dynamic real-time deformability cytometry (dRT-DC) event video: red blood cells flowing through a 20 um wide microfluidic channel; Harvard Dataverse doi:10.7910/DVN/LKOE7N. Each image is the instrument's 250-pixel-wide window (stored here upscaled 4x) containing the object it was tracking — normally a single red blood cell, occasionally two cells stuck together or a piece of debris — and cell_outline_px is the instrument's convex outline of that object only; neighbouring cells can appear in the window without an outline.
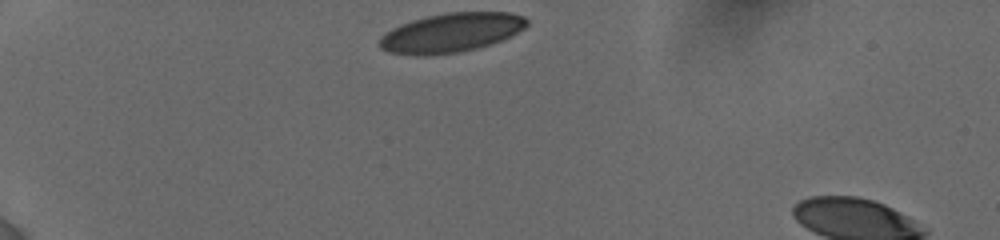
{"species": "human", "species_latin": "Homo sapiens", "temperature_condition": "cold", "stored_images_in_passage": 6, "camera_frame_rate_fps": 3000, "um_per_image_px": 0.085, "donor": {"sex": "female"}, "frame": {"image": 1, "passage_image": 1, "time_ms": 0.0, "image_size_px": [1000, 240], "cell_outline_px": [[528, 24], [524, 28], [500, 40], [476, 48], [460, 52], [428, 56], [416, 56], [388, 52], [380, 48], [380, 36], [392, 28], [400, 24], [412, 20], [428, 16], [448, 12], [512, 12], [524, 16], [528, 20]], "centroid_in_image_um": [38.32, 2.78], "position_along_channel_um": 46.7, "area_um2": 33.64}}
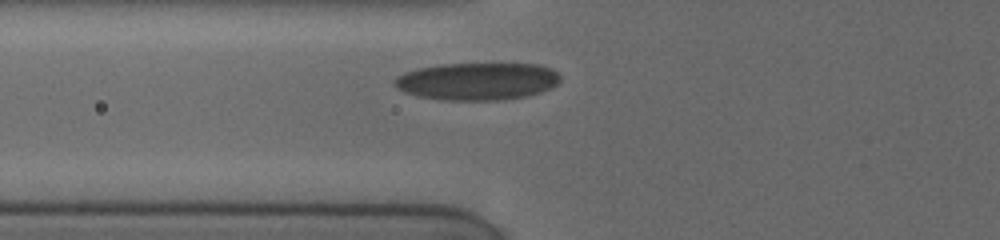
{"frame": {"image": 2, "passage_image": 6, "time_ms": 2.333, "image_size_px": [1000, 240], "cell_outline_px": [[560, 80], [556, 84], [540, 92], [524, 96], [500, 100], [444, 100], [420, 96], [404, 92], [396, 88], [392, 84], [392, 80], [396, 76], [404, 72], [416, 68], [440, 64], [536, 64], [552, 68], [560, 76]], "centroid_in_image_um": [40.5, 6.9], "position_along_channel_um": 85.3, "area_um2": 36.18}}